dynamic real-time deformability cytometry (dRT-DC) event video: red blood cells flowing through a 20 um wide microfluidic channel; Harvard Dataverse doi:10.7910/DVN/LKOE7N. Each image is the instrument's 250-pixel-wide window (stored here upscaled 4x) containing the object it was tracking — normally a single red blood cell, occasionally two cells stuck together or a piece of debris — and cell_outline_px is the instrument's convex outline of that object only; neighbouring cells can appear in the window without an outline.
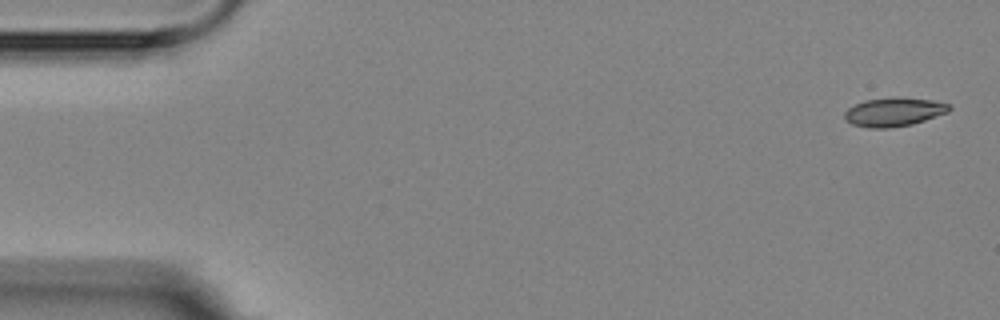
{"species": "Egyptian fruit bat (a non-hibernating species)", "species_latin": "Rousettus aegyptiacus", "temperature_condition": "room temperature", "stored_images_in_passage": 16, "camera_frame_rate_fps": 3000, "um_per_image_px": 0.085, "animal": {"sex": "female"}, "frame": {"image": 1, "passage_image": 1, "time_ms": 0.0, "image_size_px": [1000, 320], "cell_outline_px": [[952, 108], [948, 112], [912, 124], [888, 128], [868, 128], [852, 124], [844, 120], [844, 112], [848, 108], [864, 100], [932, 100], [952, 104]], "centroid_in_image_um": [75.96, 9.57], "position_along_channel_um": 9.0, "area_um2": 16.76}}
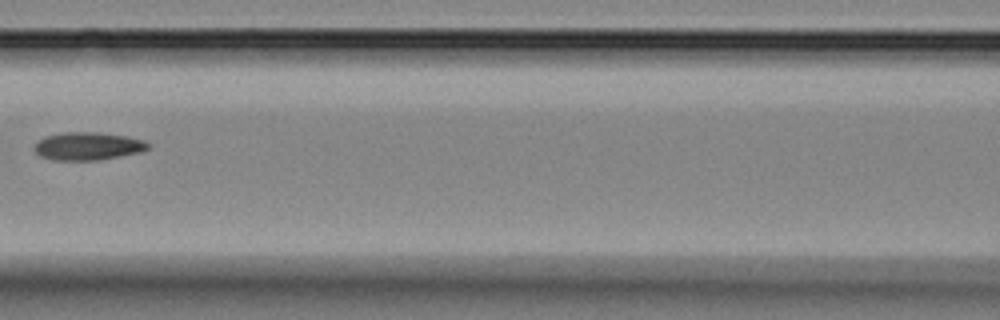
{"frame": {"image": 2, "passage_image": 7, "time_ms": 7.667, "image_size_px": [1000, 320], "cell_outline_px": [[152, 144], [148, 148], [140, 152], [100, 160], [52, 160], [40, 156], [32, 148], [36, 140], [44, 136], [64, 132], [96, 132], [124, 136], [144, 140]], "centroid_in_image_um": [7.42, 12.42], "position_along_channel_um": 159.2, "area_um2": 18.67}}
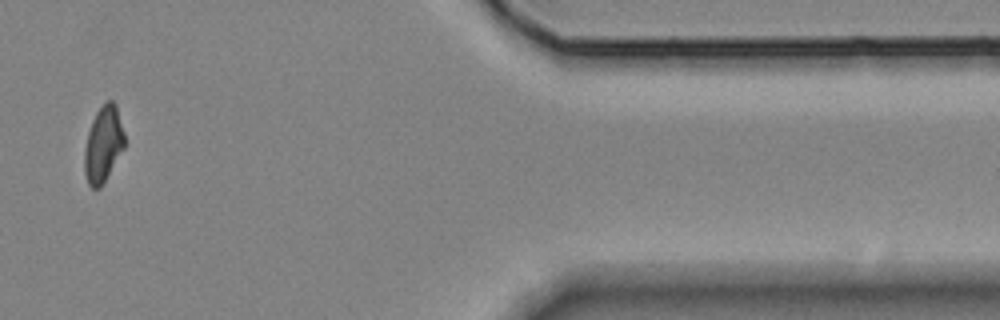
{"frame": {"image": 3, "passage_image": 14, "time_ms": 15.667, "image_size_px": [1000, 320], "cell_outline_px": [[124, 148], [100, 188], [92, 188], [88, 184], [84, 172], [84, 148], [88, 132], [92, 120], [96, 112], [108, 100], [112, 100], [116, 104], [124, 132]], "centroid_in_image_um": [8.77, 12.26], "position_along_channel_um": 402.6, "area_um2": 17.63}, "authors_computed_cell_mechanics": {"area_um2": 17.7446, "velocity_mm_per_s": 3.5878, "shape_relaxation_time_tau1_ms": 11.2886, "shape_relaxation_time_tau2_ms": 5.6013, "deformation_change_tau1": 0.2206, "deformation_change_tau2": 0.1253}}